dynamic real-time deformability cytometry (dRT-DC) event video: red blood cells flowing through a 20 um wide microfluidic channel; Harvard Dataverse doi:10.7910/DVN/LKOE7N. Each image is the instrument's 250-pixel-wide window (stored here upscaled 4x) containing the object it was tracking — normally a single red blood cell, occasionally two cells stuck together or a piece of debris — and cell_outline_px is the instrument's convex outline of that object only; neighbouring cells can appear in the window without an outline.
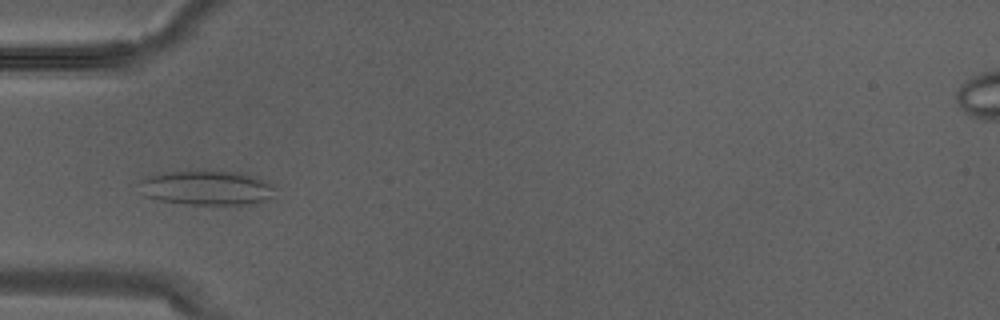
{"species": "Egyptian fruit bat (a non-hibernating species)", "species_latin": "Rousettus aegyptiacus", "temperature_condition": "warm", "stored_images_in_passage": 3, "camera_frame_rate_fps": 3000, "um_per_image_px": 0.085, "animal": {"sex": "male"}, "frame": {"image": 1, "passage_image": 3, "time_ms": 0.667, "image_size_px": [1000, 320], "cell_outline_px": [[276, 196], [264, 200], [248, 204], [188, 204], [160, 200], [144, 196], [140, 180], [144, 176], [160, 172], [200, 168], [244, 172], [256, 176], [276, 184]], "centroid_in_image_um": [17.63, 15.9], "position_along_channel_um": 67.4, "area_um2": 28.61}}